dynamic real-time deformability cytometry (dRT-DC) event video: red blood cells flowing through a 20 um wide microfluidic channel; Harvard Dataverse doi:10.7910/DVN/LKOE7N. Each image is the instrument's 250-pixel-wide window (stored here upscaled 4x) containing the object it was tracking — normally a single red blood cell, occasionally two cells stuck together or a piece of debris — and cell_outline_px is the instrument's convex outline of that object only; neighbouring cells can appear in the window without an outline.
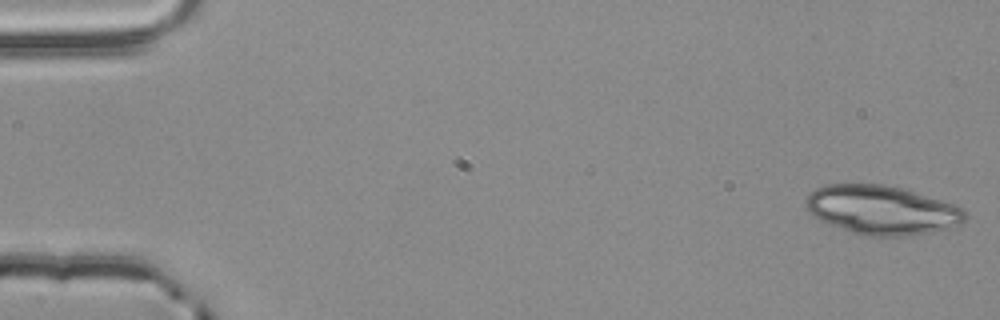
{"species": "common noctule bat (a hibernating species)", "species_latin": "Nyctalus noctula", "temperature_condition": "room temperature", "stored_images_in_passage": 54, "segment_of_instrument_passage": [1, 2], "camera_frame_rate_fps": 3000, "um_per_image_px": 0.085, "animal": {"sex": "male", "body_mass_g": 20.4}, "frame": {"image": 1, "passage_image": 1, "time_ms": 0.0, "image_size_px": [1000, 320], "cell_outline_px": [[968, 216], [960, 224], [948, 228], [908, 236], [864, 236], [828, 224], [812, 216], [808, 212], [804, 204], [804, 196], [816, 188], [824, 184], [884, 184], [904, 188], [964, 208]], "centroid_in_image_um": [74.9, 17.84], "position_along_channel_um": 10.1, "area_um2": 45.84}}